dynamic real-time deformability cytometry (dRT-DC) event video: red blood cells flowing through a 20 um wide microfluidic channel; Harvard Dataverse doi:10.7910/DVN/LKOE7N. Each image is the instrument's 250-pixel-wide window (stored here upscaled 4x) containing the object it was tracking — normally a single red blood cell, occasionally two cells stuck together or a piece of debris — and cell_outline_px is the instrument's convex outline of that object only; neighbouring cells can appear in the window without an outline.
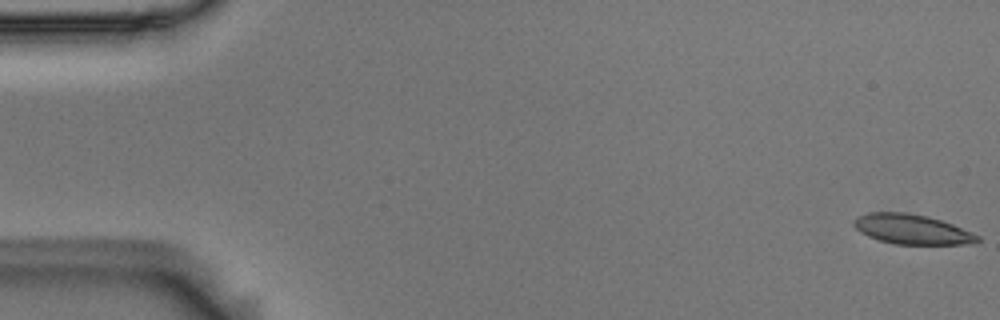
{"species": "Egyptian fruit bat (a non-hibernating species)", "species_latin": "Rousettus aegyptiacus", "temperature_condition": "room temperature", "stored_images_in_passage": 16, "camera_frame_rate_fps": 3000, "um_per_image_px": 0.085, "animal": {"sex": "male"}, "frame": {"image": 1, "passage_image": 1, "time_ms": 0.0, "image_size_px": [1000, 320], "cell_outline_px": [[980, 240], [976, 244], [896, 244], [880, 240], [868, 236], [860, 232], [852, 224], [852, 220], [856, 216], [868, 212], [904, 212], [928, 216], [952, 224], [980, 236]], "centroid_in_image_um": [77.49, 19.48], "position_along_channel_um": 7.5, "area_um2": 21.56}}
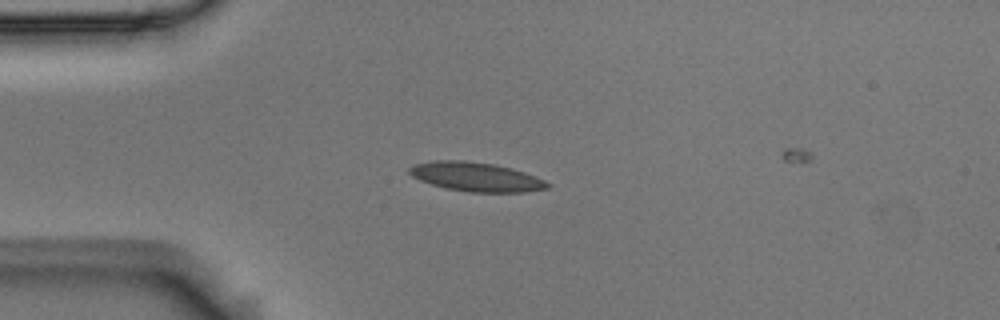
{"frame": {"image": 2, "passage_image": 14, "time_ms": 4.333, "image_size_px": [1000, 320], "cell_outline_px": [[552, 184], [548, 188], [524, 192], [468, 192], [448, 188], [432, 184], [420, 180], [412, 176], [408, 172], [408, 168], [416, 164], [432, 160], [464, 160], [492, 164], [512, 168], [536, 176]], "centroid_in_image_um": [40.48, 15.03], "position_along_channel_um": 44.5, "area_um2": 23.35}}